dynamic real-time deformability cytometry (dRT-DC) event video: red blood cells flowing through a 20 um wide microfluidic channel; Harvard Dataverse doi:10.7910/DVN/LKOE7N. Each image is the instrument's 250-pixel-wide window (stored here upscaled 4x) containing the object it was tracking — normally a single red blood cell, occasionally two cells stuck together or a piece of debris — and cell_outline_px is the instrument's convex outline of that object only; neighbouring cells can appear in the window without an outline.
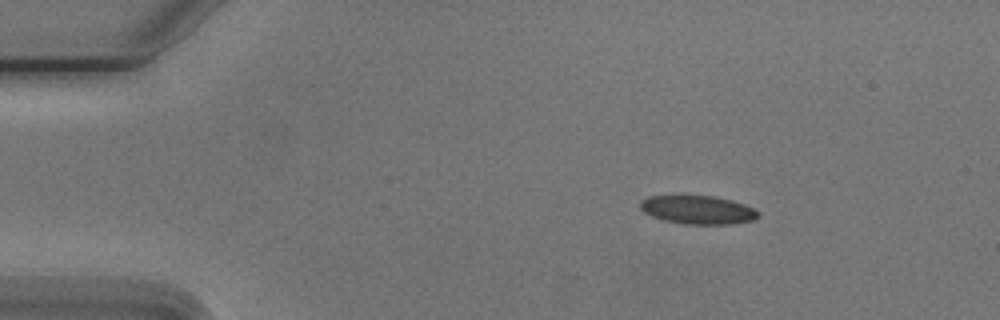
{"species": "Egyptian fruit bat (a non-hibernating species)", "species_latin": "Rousettus aegyptiacus", "temperature_condition": "cold", "stored_images_in_passage": 3, "camera_frame_rate_fps": 3000, "um_per_image_px": 0.085, "animal": {"sex": "male"}, "frame": {"image": 1, "passage_image": 1, "time_ms": 0.0, "image_size_px": [1000, 320], "cell_outline_px": [[760, 216], [752, 220], [732, 224], [684, 224], [664, 220], [652, 216], [644, 212], [640, 208], [640, 200], [648, 196], [716, 196], [732, 200], [744, 204], [760, 212]], "centroid_in_image_um": [59.32, 17.83], "position_along_channel_um": 25.7, "area_um2": 19.59}}
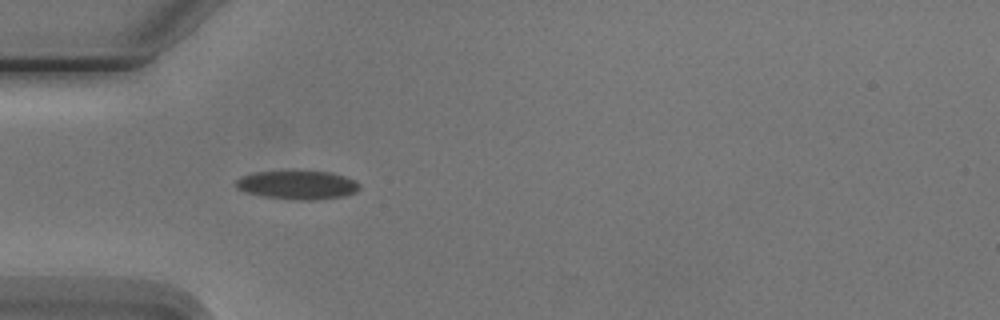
{"frame": {"image": 2, "passage_image": 3, "time_ms": 2.667, "image_size_px": [1000, 320], "cell_outline_px": [[360, 188], [356, 192], [344, 196], [320, 200], [296, 200], [260, 196], [244, 192], [236, 188], [236, 180], [244, 176], [256, 172], [332, 172], [356, 180], [360, 184]], "centroid_in_image_um": [25.32, 15.75], "position_along_channel_um": 59.7, "area_um2": 20.63}}